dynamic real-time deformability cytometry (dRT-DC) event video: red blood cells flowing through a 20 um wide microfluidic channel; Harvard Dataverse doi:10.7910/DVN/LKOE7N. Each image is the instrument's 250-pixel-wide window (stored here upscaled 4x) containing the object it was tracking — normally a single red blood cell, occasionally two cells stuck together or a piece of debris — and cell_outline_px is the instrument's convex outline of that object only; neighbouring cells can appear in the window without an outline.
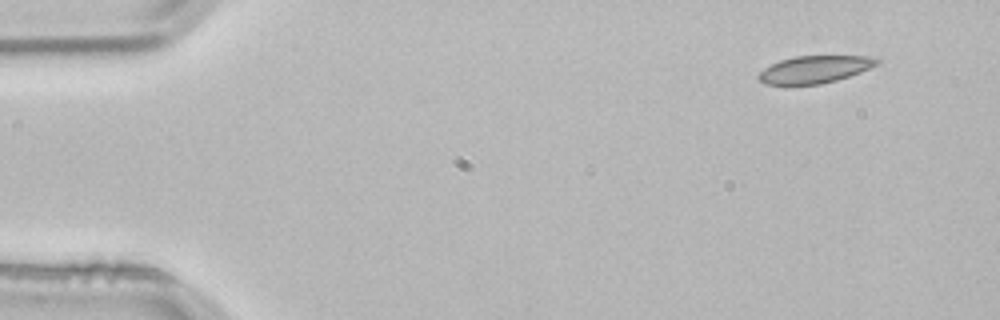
{"species": "common noctule bat (a hibernating species)", "species_latin": "Nyctalus noctula", "temperature_condition": "room temperature", "stored_images_in_passage": 4, "camera_frame_rate_fps": 3000, "um_per_image_px": 0.085, "animal": {"sex": "male", "body_mass_g": 21.5, "forearm_length_mm": 52.0}, "frame": {"image": 1, "passage_image": 1, "time_ms": 0.0, "image_size_px": [1000, 320], "cell_outline_px": [[880, 64], [860, 72], [836, 80], [820, 84], [764, 84], [756, 80], [756, 76], [764, 68], [780, 60], [796, 56], [876, 56], [880, 60]], "centroid_in_image_um": [69.26, 5.89], "position_along_channel_um": 15.7, "area_um2": 18.9}}
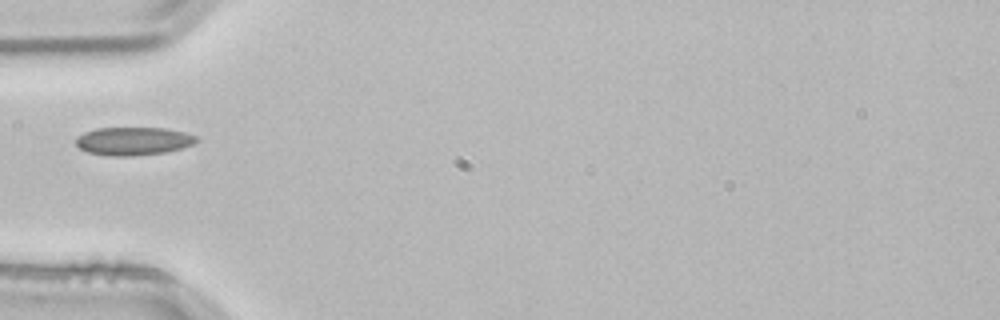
{"frame": {"image": 2, "passage_image": 4, "time_ms": 1.0, "image_size_px": [1000, 320], "cell_outline_px": [[200, 140], [192, 144], [180, 148], [164, 152], [132, 156], [108, 156], [88, 152], [80, 148], [76, 144], [76, 136], [84, 132], [96, 128], [164, 128], [184, 132], [196, 136]], "centroid_in_image_um": [11.3, 11.99], "position_along_channel_um": 73.7, "area_um2": 19.71}}